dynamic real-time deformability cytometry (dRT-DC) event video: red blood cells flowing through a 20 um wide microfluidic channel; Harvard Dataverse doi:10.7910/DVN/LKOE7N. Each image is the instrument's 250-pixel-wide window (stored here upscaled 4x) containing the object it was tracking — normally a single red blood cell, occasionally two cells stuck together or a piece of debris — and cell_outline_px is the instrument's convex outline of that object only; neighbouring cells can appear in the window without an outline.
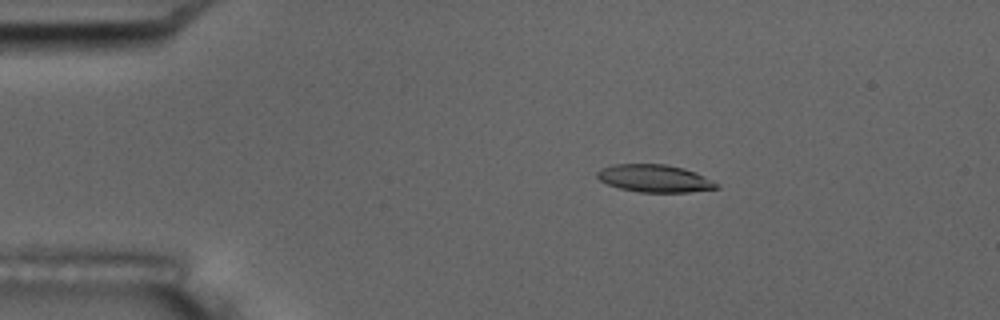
{"species": "common noctule bat (a hibernating species)", "species_latin": "Nyctalus noctula", "temperature_condition": "room temperature", "stored_images_in_passage": 9, "camera_frame_rate_fps": 3000, "um_per_image_px": 0.085, "animal": {"sex": "male", "body_mass_g": 17.5, "forearm_length_mm": 52.3}, "frame": {"image": 1, "passage_image": 3, "time_ms": 3.0, "image_size_px": [1000, 320], "cell_outline_px": [[720, 188], [688, 192], [640, 192], [620, 188], [608, 184], [600, 180], [596, 176], [596, 172], [600, 168], [612, 164], [664, 164], [684, 168], [696, 172], [712, 180]], "centroid_in_image_um": [55.61, 15.15], "position_along_channel_um": 29.4, "area_um2": 19.13}}
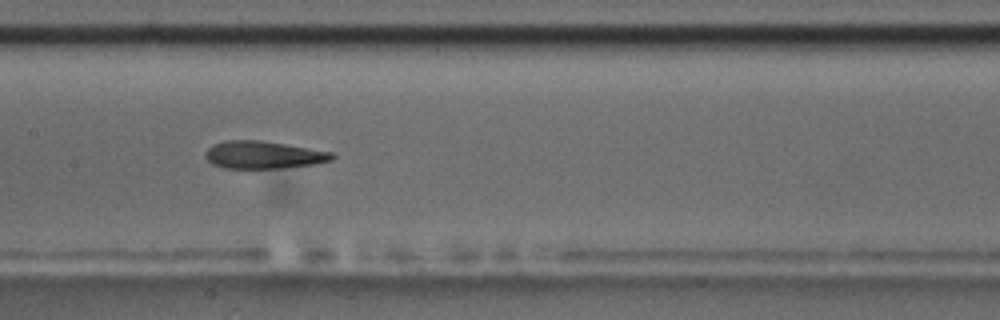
{"frame": {"image": 2, "passage_image": 8, "time_ms": 9.0, "image_size_px": [1000, 320], "cell_outline_px": [[336, 156], [332, 160], [316, 164], [280, 168], [224, 168], [212, 164], [204, 156], [208, 148], [212, 144], [224, 140], [260, 140], [332, 152]], "centroid_in_image_um": [22.37, 13.16], "position_along_channel_um": 185.0, "area_um2": 20.35}}